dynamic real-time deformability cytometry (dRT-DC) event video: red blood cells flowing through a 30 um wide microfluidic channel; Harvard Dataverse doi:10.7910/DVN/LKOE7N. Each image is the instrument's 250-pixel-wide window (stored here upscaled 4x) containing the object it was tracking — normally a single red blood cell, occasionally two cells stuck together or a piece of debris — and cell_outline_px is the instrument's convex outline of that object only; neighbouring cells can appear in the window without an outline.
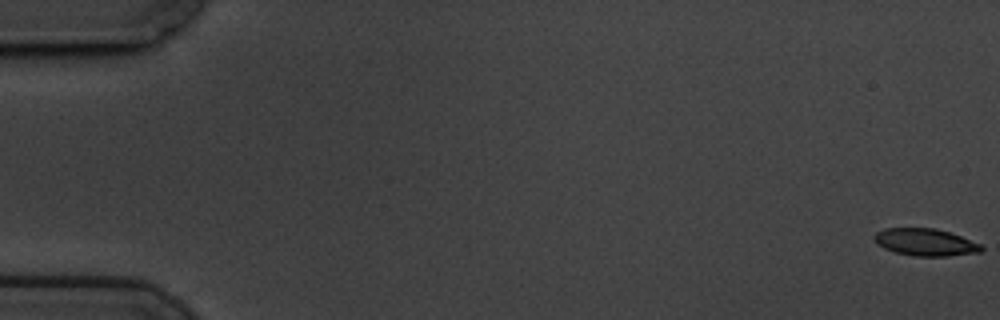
{"species": "common noctule bat (a hibernating species)", "species_latin": "Nyctalus noctula", "temperature_condition": "cold", "stored_images_in_passage": 60, "camera_frame_rate_fps": 3000, "um_per_image_px": 0.085, "animal": {"sex": "male", "body_mass_g": 19.5, "forearm_length_mm": 54.6}, "frame": {"image": 1, "passage_image": 1, "time_ms": 0.0, "image_size_px": [1000, 320], "cell_outline_px": [[984, 248], [980, 252], [948, 256], [916, 256], [896, 252], [884, 248], [876, 244], [872, 236], [876, 232], [884, 228], [936, 228], [960, 236], [980, 244]], "centroid_in_image_um": [78.62, 20.58], "position_along_channel_um": 6.4, "area_um2": 16.94}}
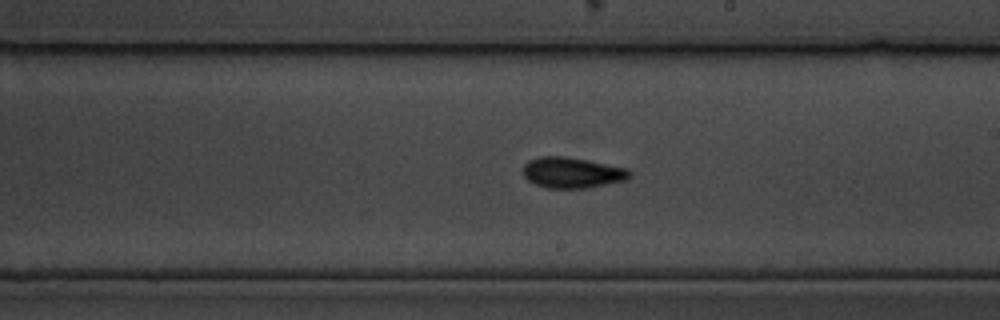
{"frame": {"image": 2, "passage_image": 35, "time_ms": 11.333, "image_size_px": [1000, 320], "cell_outline_px": [[632, 176], [628, 180], [588, 188], [544, 188], [528, 180], [524, 176], [520, 168], [528, 160], [540, 156], [564, 156], [588, 160], [628, 168], [632, 172]], "centroid_in_image_um": [48.64, 14.67], "position_along_channel_um": 240.4, "area_um2": 19.54}}
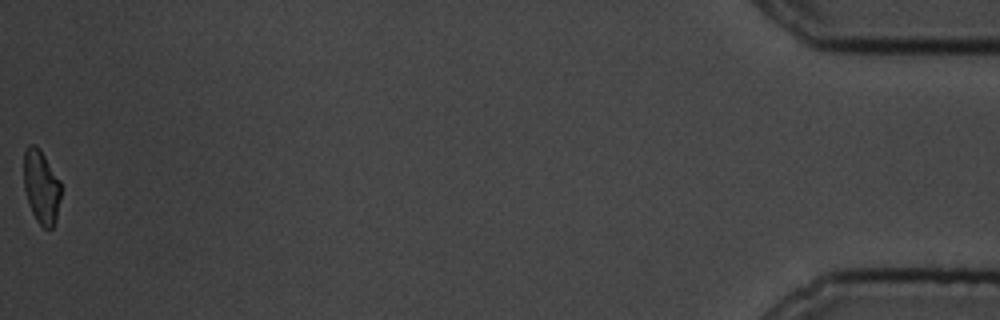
{"frame": {"image": 3, "passage_image": 60, "time_ms": 19.667, "image_size_px": [1000, 320], "cell_outline_px": [[60, 196], [56, 220], [52, 228], [44, 228], [36, 220], [28, 204], [24, 188], [24, 148], [28, 144], [36, 144], [40, 148], [60, 180]], "centroid_in_image_um": [3.49, 15.84], "position_along_channel_um": 431.7, "area_um2": 16.07}, "authors_computed_cell_mechanics": {"area_um2": 17.7446, "velocity_mm_per_s": 3.4183, "shape_relaxation_time_tau1_ms": 3.693, "shape_relaxation_time_tau2_ms": 1.9865, "deformation_change_tau1": 0.1307, "deformation_change_tau2": 0.0698}}